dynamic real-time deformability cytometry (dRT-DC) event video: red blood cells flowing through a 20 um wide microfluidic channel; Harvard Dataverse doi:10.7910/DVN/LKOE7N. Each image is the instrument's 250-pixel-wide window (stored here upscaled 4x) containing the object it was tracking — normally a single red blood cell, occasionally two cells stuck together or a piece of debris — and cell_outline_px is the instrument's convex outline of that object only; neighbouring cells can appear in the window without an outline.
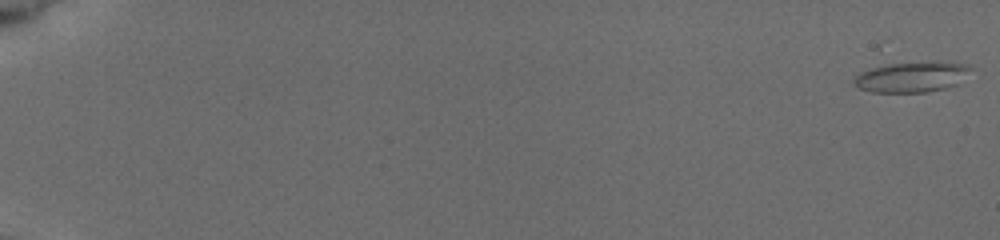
{"species": "common noctule bat (a hibernating species)", "species_latin": "Nyctalus noctula", "temperature_condition": "cold", "stored_images_in_passage": 6, "camera_frame_rate_fps": 3000, "um_per_image_px": 0.085, "animal": {"sex": "female", "body_mass_g": 19.5, "forearm_length_mm": 54.1}, "frame": {"image": 1, "passage_image": 1, "time_ms": 0.0, "image_size_px": [1000, 240], "cell_outline_px": [[972, 68], [956, 84], [944, 88], [928, 92], [872, 92], [860, 88], [852, 80], [860, 72], [872, 68], [888, 64], [968, 64]], "centroid_in_image_um": [77.42, 6.58], "position_along_channel_um": 7.6, "area_um2": 19.54}}